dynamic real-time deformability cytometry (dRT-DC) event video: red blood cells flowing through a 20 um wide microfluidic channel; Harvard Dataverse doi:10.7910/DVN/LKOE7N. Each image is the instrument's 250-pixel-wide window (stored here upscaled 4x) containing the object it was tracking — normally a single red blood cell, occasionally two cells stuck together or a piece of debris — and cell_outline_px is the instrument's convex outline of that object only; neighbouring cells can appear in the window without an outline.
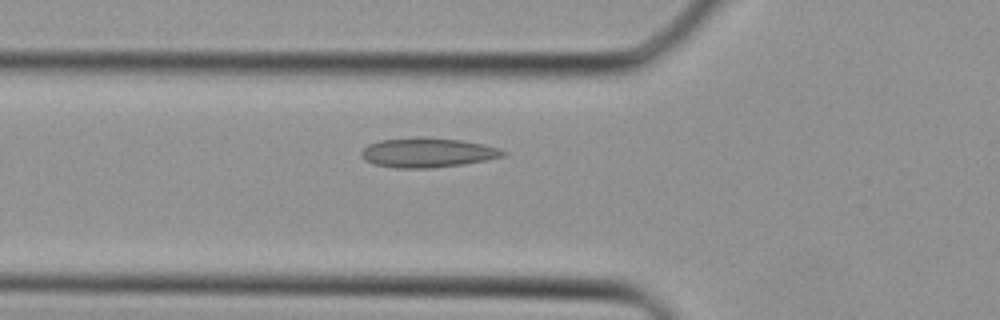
{"species": "Egyptian fruit bat (a non-hibernating species)", "species_latin": "Rousettus aegyptiacus", "temperature_condition": "cold", "stored_images_in_passage": 33, "camera_frame_rate_fps": 3000, "um_per_image_px": 0.085, "animal": {"sex": "female"}, "frame": {"image": 1, "passage_image": 8, "time_ms": 2.333, "image_size_px": [1000, 320], "cell_outline_px": [[508, 152], [504, 156], [464, 164], [432, 168], [396, 168], [376, 164], [364, 160], [360, 156], [360, 152], [368, 144], [380, 140], [460, 140], [484, 144], [500, 148]], "centroid_in_image_um": [36.36, 13.02], "position_along_channel_um": 89.4, "area_um2": 23.41}}
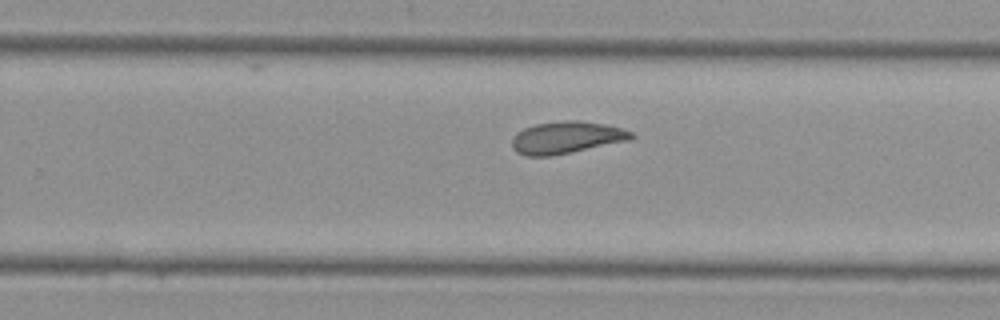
{"frame": {"image": 2, "passage_image": 19, "time_ms": 6.0, "image_size_px": [1000, 320], "cell_outline_px": [[636, 136], [632, 140], [552, 156], [524, 156], [516, 152], [512, 148], [512, 140], [516, 132], [524, 128], [536, 124], [564, 120], [576, 120], [604, 124], [620, 128], [632, 132]], "centroid_in_image_um": [48.15, 11.7], "position_along_channel_um": 281.7, "area_um2": 22.48}}
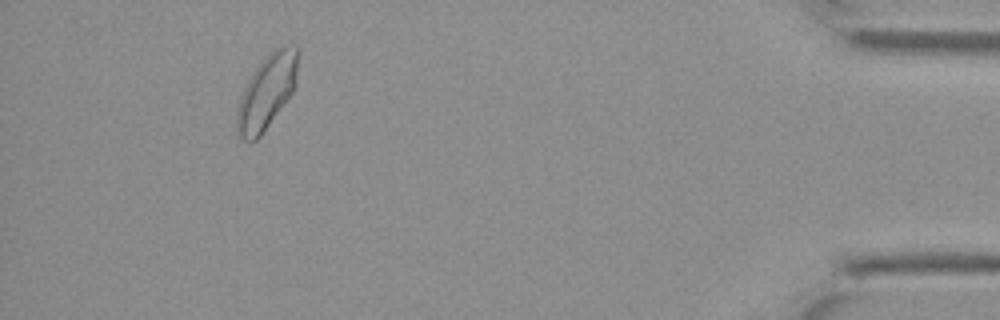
{"frame": {"image": 3, "passage_image": 30, "time_ms": 9.667, "image_size_px": [1000, 320], "cell_outline_px": [[300, 52], [296, 88], [260, 136], [256, 140], [240, 140], [236, 136], [236, 108], [240, 96], [252, 72], [276, 48], [296, 44]], "centroid_in_image_um": [22.69, 7.82], "position_along_channel_um": 412.5, "area_um2": 26.65}}